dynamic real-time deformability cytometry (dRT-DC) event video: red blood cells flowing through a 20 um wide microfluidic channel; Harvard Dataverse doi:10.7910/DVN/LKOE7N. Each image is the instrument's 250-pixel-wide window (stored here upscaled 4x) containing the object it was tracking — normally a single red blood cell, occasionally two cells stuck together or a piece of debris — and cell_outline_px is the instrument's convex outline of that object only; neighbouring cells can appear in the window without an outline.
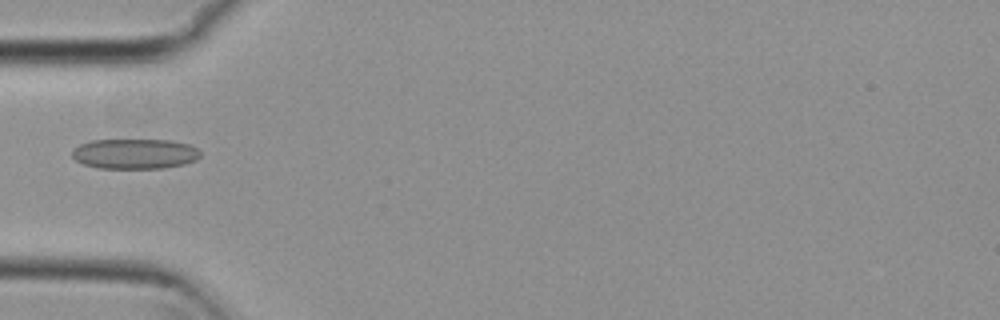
{"species": "common noctule bat (a hibernating species)", "species_latin": "Nyctalus noctula", "temperature_condition": "cold", "stored_images_in_passage": 5, "camera_frame_rate_fps": 3000, "um_per_image_px": 0.085, "animal": {"sex": "female", "body_mass_g": 29.2, "forearm_length_mm": 56.3}, "frame": {"image": 1, "passage_image": 5, "time_ms": 1.333, "image_size_px": [1000, 320], "cell_outline_px": [[200, 156], [196, 160], [184, 164], [164, 168], [96, 168], [84, 164], [76, 160], [72, 156], [72, 148], [80, 144], [92, 140], [172, 140], [188, 144], [196, 148], [200, 152]], "centroid_in_image_um": [11.44, 13.07], "position_along_channel_um": 73.6, "area_um2": 22.6}}